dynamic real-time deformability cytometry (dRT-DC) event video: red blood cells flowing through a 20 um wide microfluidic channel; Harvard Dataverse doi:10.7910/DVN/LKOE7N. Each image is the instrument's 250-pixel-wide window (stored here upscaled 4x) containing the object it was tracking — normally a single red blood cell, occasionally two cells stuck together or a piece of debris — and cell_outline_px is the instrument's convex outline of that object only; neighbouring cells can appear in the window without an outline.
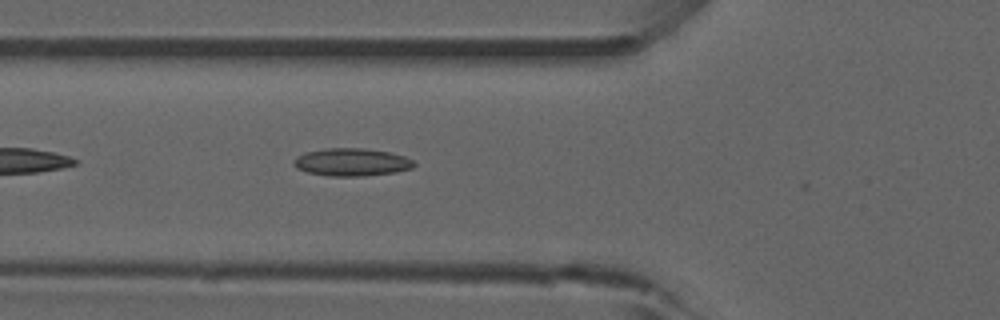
{"species": "common noctule bat (a hibernating species)", "species_latin": "Nyctalus noctula", "temperature_condition": "room temperature", "stored_images_in_passage": 38, "camera_frame_rate_fps": 3000, "um_per_image_px": 0.085, "animal": {"sex": "male", "forearm_length_mm": 52.5}, "frame": {"image": 1, "passage_image": 7, "time_ms": 2.0, "image_size_px": [1000, 320], "cell_outline_px": [[416, 164], [412, 168], [396, 172], [364, 176], [328, 176], [308, 172], [296, 168], [292, 164], [296, 156], [304, 152], [324, 148], [364, 148], [388, 152], [404, 156], [412, 160]], "centroid_in_image_um": [29.86, 13.78], "position_along_channel_um": 95.9, "area_um2": 19.54}, "authors_computed_cell_mechanics": {"area_um2": 17.5423, "velocity_mm_per_s": 3.9297, "shape_relaxation_time_tau1_ms": null, "shape_relaxation_time_tau2_ms": 8.5927, "deformation_change_tau1": null, "deformation_change_tau2": 0.1665}}